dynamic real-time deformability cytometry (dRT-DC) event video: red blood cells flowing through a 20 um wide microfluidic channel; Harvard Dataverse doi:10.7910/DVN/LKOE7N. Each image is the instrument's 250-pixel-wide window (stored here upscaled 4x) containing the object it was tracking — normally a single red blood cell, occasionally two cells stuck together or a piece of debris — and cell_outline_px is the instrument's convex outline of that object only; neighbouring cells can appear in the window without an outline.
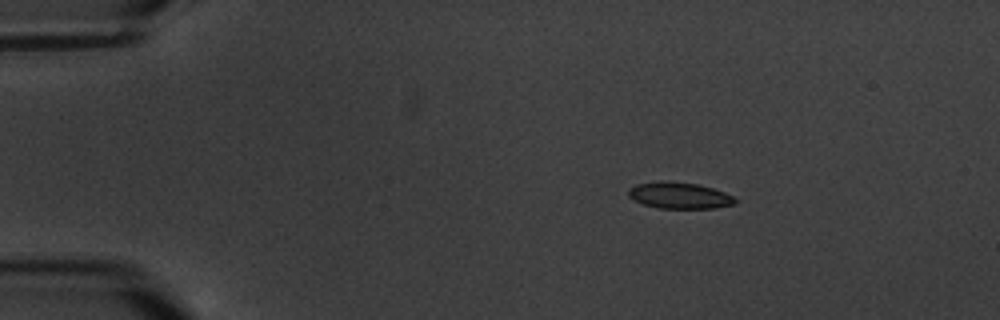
{"species": "common noctule bat (a hibernating species)", "species_latin": "Nyctalus noctula", "temperature_condition": "warm", "stored_images_in_passage": 3, "camera_frame_rate_fps": 3000, "um_per_image_px": 0.085, "animal": {"sex": "male", "body_mass_g": 20.1, "forearm_length_mm": 53.5}, "frame": {"image": 1, "passage_image": 1, "time_ms": 0.0, "image_size_px": [1000, 320], "cell_outline_px": [[740, 200], [736, 204], [716, 208], [660, 208], [644, 204], [632, 200], [628, 196], [628, 188], [636, 184], [660, 180], [668, 180], [696, 184], [712, 188], [736, 196]], "centroid_in_image_um": [57.77, 16.61], "position_along_channel_um": 27.2, "area_um2": 16.76}}